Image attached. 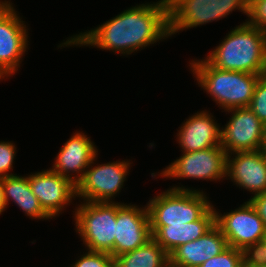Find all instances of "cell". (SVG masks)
Masks as SVG:
<instances>
[{
    "instance_id": "1",
    "label": "cell",
    "mask_w": 266,
    "mask_h": 267,
    "mask_svg": "<svg viewBox=\"0 0 266 267\" xmlns=\"http://www.w3.org/2000/svg\"><path fill=\"white\" fill-rule=\"evenodd\" d=\"M168 37L169 3L158 0L126 9L92 30L73 35L58 47L86 45L125 56Z\"/></svg>"
},
{
    "instance_id": "2",
    "label": "cell",
    "mask_w": 266,
    "mask_h": 267,
    "mask_svg": "<svg viewBox=\"0 0 266 267\" xmlns=\"http://www.w3.org/2000/svg\"><path fill=\"white\" fill-rule=\"evenodd\" d=\"M205 60L221 70L266 74V32L245 20Z\"/></svg>"
},
{
    "instance_id": "3",
    "label": "cell",
    "mask_w": 266,
    "mask_h": 267,
    "mask_svg": "<svg viewBox=\"0 0 266 267\" xmlns=\"http://www.w3.org/2000/svg\"><path fill=\"white\" fill-rule=\"evenodd\" d=\"M199 86L224 111L249 107L254 88L261 75L221 70L211 66L204 58L189 64Z\"/></svg>"
},
{
    "instance_id": "4",
    "label": "cell",
    "mask_w": 266,
    "mask_h": 267,
    "mask_svg": "<svg viewBox=\"0 0 266 267\" xmlns=\"http://www.w3.org/2000/svg\"><path fill=\"white\" fill-rule=\"evenodd\" d=\"M205 194L183 185L159 193L146 204L150 225H177L198 220L212 206Z\"/></svg>"
},
{
    "instance_id": "5",
    "label": "cell",
    "mask_w": 266,
    "mask_h": 267,
    "mask_svg": "<svg viewBox=\"0 0 266 267\" xmlns=\"http://www.w3.org/2000/svg\"><path fill=\"white\" fill-rule=\"evenodd\" d=\"M73 211L76 232L88 251H114L116 202H85Z\"/></svg>"
},
{
    "instance_id": "6",
    "label": "cell",
    "mask_w": 266,
    "mask_h": 267,
    "mask_svg": "<svg viewBox=\"0 0 266 267\" xmlns=\"http://www.w3.org/2000/svg\"><path fill=\"white\" fill-rule=\"evenodd\" d=\"M170 36L218 21L235 10L249 17L248 0H168Z\"/></svg>"
},
{
    "instance_id": "7",
    "label": "cell",
    "mask_w": 266,
    "mask_h": 267,
    "mask_svg": "<svg viewBox=\"0 0 266 267\" xmlns=\"http://www.w3.org/2000/svg\"><path fill=\"white\" fill-rule=\"evenodd\" d=\"M215 211V224L226 237L228 246L245 251L251 256L266 236L264 221L248 200L240 207L222 214Z\"/></svg>"
},
{
    "instance_id": "8",
    "label": "cell",
    "mask_w": 266,
    "mask_h": 267,
    "mask_svg": "<svg viewBox=\"0 0 266 267\" xmlns=\"http://www.w3.org/2000/svg\"><path fill=\"white\" fill-rule=\"evenodd\" d=\"M97 157L98 154L76 184V197L85 202H113L114 196L118 195L124 186L132 163L130 160H117L93 166Z\"/></svg>"
},
{
    "instance_id": "9",
    "label": "cell",
    "mask_w": 266,
    "mask_h": 267,
    "mask_svg": "<svg viewBox=\"0 0 266 267\" xmlns=\"http://www.w3.org/2000/svg\"><path fill=\"white\" fill-rule=\"evenodd\" d=\"M10 1L4 0L0 5V79L8 76L20 68L22 56L28 49V29L25 21L15 11ZM3 78V79H2ZM0 80V81H1Z\"/></svg>"
},
{
    "instance_id": "10",
    "label": "cell",
    "mask_w": 266,
    "mask_h": 267,
    "mask_svg": "<svg viewBox=\"0 0 266 267\" xmlns=\"http://www.w3.org/2000/svg\"><path fill=\"white\" fill-rule=\"evenodd\" d=\"M226 158V151L221 146L183 152L178 159L157 175L170 179L220 181L226 177Z\"/></svg>"
},
{
    "instance_id": "11",
    "label": "cell",
    "mask_w": 266,
    "mask_h": 267,
    "mask_svg": "<svg viewBox=\"0 0 266 267\" xmlns=\"http://www.w3.org/2000/svg\"><path fill=\"white\" fill-rule=\"evenodd\" d=\"M225 112L232 113L225 127H221L220 146L226 154L261 150L265 125L259 118L248 107Z\"/></svg>"
},
{
    "instance_id": "12",
    "label": "cell",
    "mask_w": 266,
    "mask_h": 267,
    "mask_svg": "<svg viewBox=\"0 0 266 267\" xmlns=\"http://www.w3.org/2000/svg\"><path fill=\"white\" fill-rule=\"evenodd\" d=\"M147 206L116 203V230L113 258L133 251L152 239Z\"/></svg>"
},
{
    "instance_id": "13",
    "label": "cell",
    "mask_w": 266,
    "mask_h": 267,
    "mask_svg": "<svg viewBox=\"0 0 266 267\" xmlns=\"http://www.w3.org/2000/svg\"><path fill=\"white\" fill-rule=\"evenodd\" d=\"M31 191L40 206L51 217L56 218L65 206L76 199V185L68 178L49 170L28 175Z\"/></svg>"
},
{
    "instance_id": "14",
    "label": "cell",
    "mask_w": 266,
    "mask_h": 267,
    "mask_svg": "<svg viewBox=\"0 0 266 267\" xmlns=\"http://www.w3.org/2000/svg\"><path fill=\"white\" fill-rule=\"evenodd\" d=\"M226 177L237 187L252 192L251 197L262 194L266 192V157L261 150L230 153Z\"/></svg>"
},
{
    "instance_id": "15",
    "label": "cell",
    "mask_w": 266,
    "mask_h": 267,
    "mask_svg": "<svg viewBox=\"0 0 266 267\" xmlns=\"http://www.w3.org/2000/svg\"><path fill=\"white\" fill-rule=\"evenodd\" d=\"M73 134L63 144L50 170L70 179L76 185L98 153V149L85 133L77 131Z\"/></svg>"
},
{
    "instance_id": "16",
    "label": "cell",
    "mask_w": 266,
    "mask_h": 267,
    "mask_svg": "<svg viewBox=\"0 0 266 267\" xmlns=\"http://www.w3.org/2000/svg\"><path fill=\"white\" fill-rule=\"evenodd\" d=\"M207 110L189 116L177 132L182 152H193L220 146L221 127Z\"/></svg>"
},
{
    "instance_id": "17",
    "label": "cell",
    "mask_w": 266,
    "mask_h": 267,
    "mask_svg": "<svg viewBox=\"0 0 266 267\" xmlns=\"http://www.w3.org/2000/svg\"><path fill=\"white\" fill-rule=\"evenodd\" d=\"M228 247L226 237L215 224L199 239L178 246L169 254L172 267H199Z\"/></svg>"
},
{
    "instance_id": "18",
    "label": "cell",
    "mask_w": 266,
    "mask_h": 267,
    "mask_svg": "<svg viewBox=\"0 0 266 267\" xmlns=\"http://www.w3.org/2000/svg\"><path fill=\"white\" fill-rule=\"evenodd\" d=\"M215 225L212 205L198 220L177 225H150L153 239L170 254L178 246L199 239Z\"/></svg>"
},
{
    "instance_id": "19",
    "label": "cell",
    "mask_w": 266,
    "mask_h": 267,
    "mask_svg": "<svg viewBox=\"0 0 266 267\" xmlns=\"http://www.w3.org/2000/svg\"><path fill=\"white\" fill-rule=\"evenodd\" d=\"M2 194L4 211L7 209L9 201L12 200L31 219H51L31 191L28 176L15 174L2 178Z\"/></svg>"
},
{
    "instance_id": "20",
    "label": "cell",
    "mask_w": 266,
    "mask_h": 267,
    "mask_svg": "<svg viewBox=\"0 0 266 267\" xmlns=\"http://www.w3.org/2000/svg\"><path fill=\"white\" fill-rule=\"evenodd\" d=\"M169 254L152 238L143 246L113 258V267H168Z\"/></svg>"
},
{
    "instance_id": "21",
    "label": "cell",
    "mask_w": 266,
    "mask_h": 267,
    "mask_svg": "<svg viewBox=\"0 0 266 267\" xmlns=\"http://www.w3.org/2000/svg\"><path fill=\"white\" fill-rule=\"evenodd\" d=\"M249 255L240 249L228 246L217 256H214L199 267H242Z\"/></svg>"
},
{
    "instance_id": "22",
    "label": "cell",
    "mask_w": 266,
    "mask_h": 267,
    "mask_svg": "<svg viewBox=\"0 0 266 267\" xmlns=\"http://www.w3.org/2000/svg\"><path fill=\"white\" fill-rule=\"evenodd\" d=\"M248 108L266 125V74L259 77Z\"/></svg>"
},
{
    "instance_id": "23",
    "label": "cell",
    "mask_w": 266,
    "mask_h": 267,
    "mask_svg": "<svg viewBox=\"0 0 266 267\" xmlns=\"http://www.w3.org/2000/svg\"><path fill=\"white\" fill-rule=\"evenodd\" d=\"M70 267H113V257L106 252L87 251Z\"/></svg>"
},
{
    "instance_id": "24",
    "label": "cell",
    "mask_w": 266,
    "mask_h": 267,
    "mask_svg": "<svg viewBox=\"0 0 266 267\" xmlns=\"http://www.w3.org/2000/svg\"><path fill=\"white\" fill-rule=\"evenodd\" d=\"M16 149L15 144L11 141H0V178L15 175L10 173V170H13Z\"/></svg>"
},
{
    "instance_id": "25",
    "label": "cell",
    "mask_w": 266,
    "mask_h": 267,
    "mask_svg": "<svg viewBox=\"0 0 266 267\" xmlns=\"http://www.w3.org/2000/svg\"><path fill=\"white\" fill-rule=\"evenodd\" d=\"M248 22L266 32V0H248Z\"/></svg>"
},
{
    "instance_id": "26",
    "label": "cell",
    "mask_w": 266,
    "mask_h": 267,
    "mask_svg": "<svg viewBox=\"0 0 266 267\" xmlns=\"http://www.w3.org/2000/svg\"><path fill=\"white\" fill-rule=\"evenodd\" d=\"M248 200L254 206L258 215L264 221V225L266 227V192L256 195L254 197H250V199Z\"/></svg>"
},
{
    "instance_id": "27",
    "label": "cell",
    "mask_w": 266,
    "mask_h": 267,
    "mask_svg": "<svg viewBox=\"0 0 266 267\" xmlns=\"http://www.w3.org/2000/svg\"><path fill=\"white\" fill-rule=\"evenodd\" d=\"M251 256L260 264L266 266V236L262 240L260 247Z\"/></svg>"
},
{
    "instance_id": "28",
    "label": "cell",
    "mask_w": 266,
    "mask_h": 267,
    "mask_svg": "<svg viewBox=\"0 0 266 267\" xmlns=\"http://www.w3.org/2000/svg\"><path fill=\"white\" fill-rule=\"evenodd\" d=\"M242 267H266L262 264H260L255 258H253L252 256H249Z\"/></svg>"
},
{
    "instance_id": "29",
    "label": "cell",
    "mask_w": 266,
    "mask_h": 267,
    "mask_svg": "<svg viewBox=\"0 0 266 267\" xmlns=\"http://www.w3.org/2000/svg\"><path fill=\"white\" fill-rule=\"evenodd\" d=\"M4 212L3 209V194H2V178H0V215Z\"/></svg>"
},
{
    "instance_id": "30",
    "label": "cell",
    "mask_w": 266,
    "mask_h": 267,
    "mask_svg": "<svg viewBox=\"0 0 266 267\" xmlns=\"http://www.w3.org/2000/svg\"><path fill=\"white\" fill-rule=\"evenodd\" d=\"M261 152L266 157V125H265V129H264V139H263V144H262Z\"/></svg>"
}]
</instances>
